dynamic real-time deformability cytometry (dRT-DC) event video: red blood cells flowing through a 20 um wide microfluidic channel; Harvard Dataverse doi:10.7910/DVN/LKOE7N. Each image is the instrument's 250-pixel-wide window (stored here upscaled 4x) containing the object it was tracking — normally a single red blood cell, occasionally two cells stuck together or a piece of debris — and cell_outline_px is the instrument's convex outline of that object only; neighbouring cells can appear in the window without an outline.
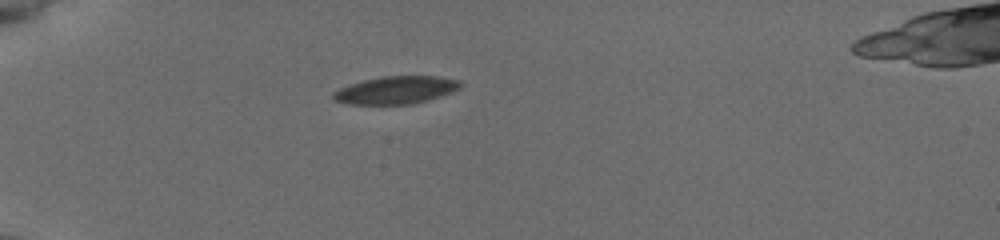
{"species": "common noctule bat (a hibernating species)", "species_latin": "Nyctalus noctula", "temperature_condition": "cold", "stored_images_in_passage": 38, "camera_frame_rate_fps": 3000, "um_per_image_px": 0.085, "animal": {"sex": "female", "body_mass_g": 19.5, "forearm_length_mm": 54.1}, "frame": {"image": 1, "passage_image": 1, "time_ms": 0.0, "image_size_px": [1000, 240], "cell_outline_px": [[460, 88], [412, 104], [348, 104], [336, 100], [332, 96], [332, 92], [340, 88], [364, 80], [384, 76], [436, 76], [460, 80]], "centroid_in_image_um": [33.61, 7.65], "position_along_channel_um": 51.4, "area_um2": 19.94}}
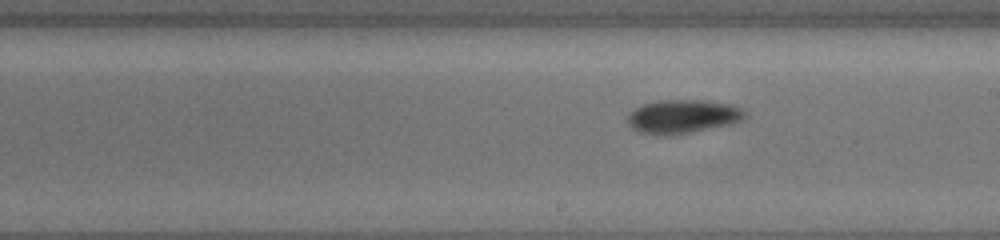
{"frame": {"image": 2, "passage_image": 17, "time_ms": 5.333, "image_size_px": [1000, 240], "cell_outline_px": [[748, 116], [740, 120], [728, 124], [688, 132], [640, 132], [632, 128], [628, 124], [628, 116], [636, 108], [644, 104], [660, 100], [704, 100], [732, 104], [744, 108], [748, 112]], "centroid_in_image_um": [58.12, 9.84], "position_along_channel_um": 230.9, "area_um2": 22.14}}
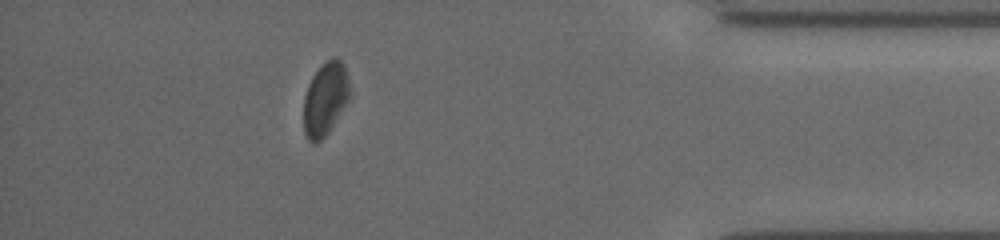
{"frame": {"image": 3, "passage_image": 33, "time_ms": 10.667, "image_size_px": [1000, 240], "cell_outline_px": [[352, 92], [348, 100], [328, 132], [316, 144], [312, 144], [308, 140], [304, 132], [304, 96], [308, 84], [312, 76], [320, 64], [324, 60], [332, 56], [336, 56], [344, 64]], "centroid_in_image_um": [27.65, 8.35], "position_along_channel_um": 407.6, "area_um2": 20.0}, "authors_computed_cell_mechanics": {"area_um2": 21.5305, "velocity_mm_per_s": 3.9106, "shape_relaxation_time_tau1_ms": 2.4006, "shape_relaxation_time_tau2_ms": null, "deformation_change_tau1": 0.0793, "deformation_change_tau2": null}}